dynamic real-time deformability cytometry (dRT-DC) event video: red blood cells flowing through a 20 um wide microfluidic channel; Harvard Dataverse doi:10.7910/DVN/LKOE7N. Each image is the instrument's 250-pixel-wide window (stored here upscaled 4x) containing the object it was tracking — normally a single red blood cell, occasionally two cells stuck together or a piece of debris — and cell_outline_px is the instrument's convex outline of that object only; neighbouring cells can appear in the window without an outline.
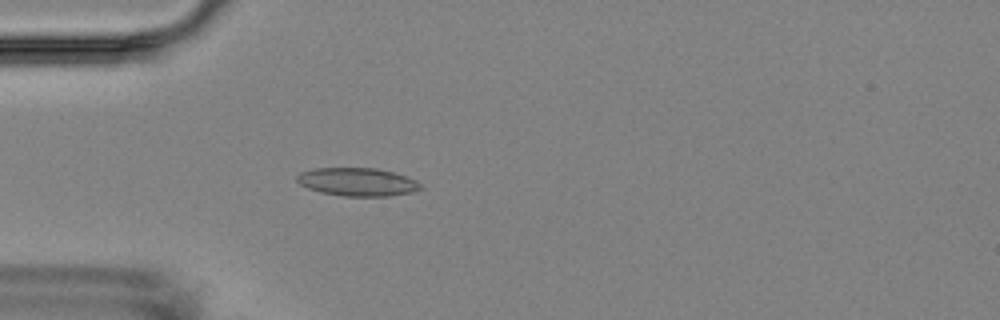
{"species": "Egyptian fruit bat (a non-hibernating species)", "species_latin": "Rousettus aegyptiacus", "temperature_condition": "room temperature", "stored_images_in_passage": 5, "camera_frame_rate_fps": 3000, "um_per_image_px": 0.085, "animal": {"sex": "female"}, "frame": {"image": 1, "passage_image": 5, "time_ms": 4.667, "image_size_px": [1000, 320], "cell_outline_px": [[424, 188], [412, 192], [388, 196], [344, 196], [320, 192], [308, 188], [300, 184], [296, 180], [296, 176], [300, 172], [316, 168], [376, 168], [392, 172], [416, 180]], "centroid_in_image_um": [30.37, 15.46], "position_along_channel_um": 54.6, "area_um2": 20.23}}